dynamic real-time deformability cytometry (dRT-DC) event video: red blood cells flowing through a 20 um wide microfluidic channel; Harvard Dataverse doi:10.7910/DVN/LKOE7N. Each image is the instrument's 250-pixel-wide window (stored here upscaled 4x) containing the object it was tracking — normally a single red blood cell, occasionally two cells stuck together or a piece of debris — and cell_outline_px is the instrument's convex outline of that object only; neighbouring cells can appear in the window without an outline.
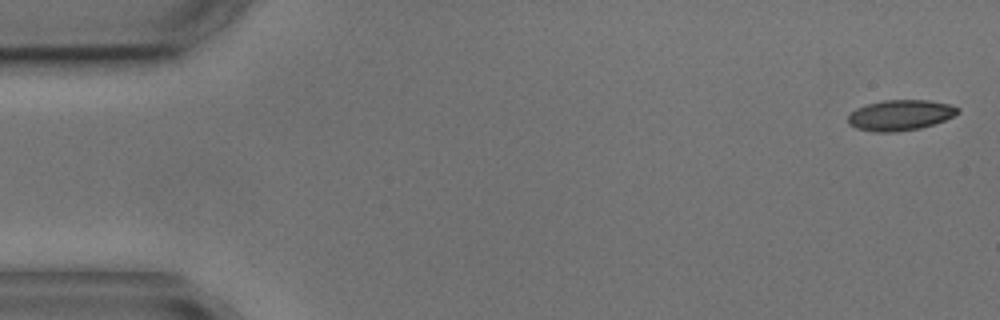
{"species": "common noctule bat (a hibernating species)", "species_latin": "Nyctalus noctula", "temperature_condition": "cold", "stored_images_in_passage": 6, "camera_frame_rate_fps": 3000, "um_per_image_px": 0.085, "animal": {"sex": "male", "body_mass_g": 17.9, "forearm_length_mm": 54.2}, "frame": {"image": 1, "passage_image": 1, "time_ms": 0.0, "image_size_px": [1000, 320], "cell_outline_px": [[960, 112], [944, 120], [920, 128], [896, 132], [872, 132], [856, 128], [848, 124], [848, 116], [856, 108], [868, 104], [884, 100], [928, 100], [948, 104], [960, 108]], "centroid_in_image_um": [76.5, 9.79], "position_along_channel_um": 8.5, "area_um2": 19.48}}
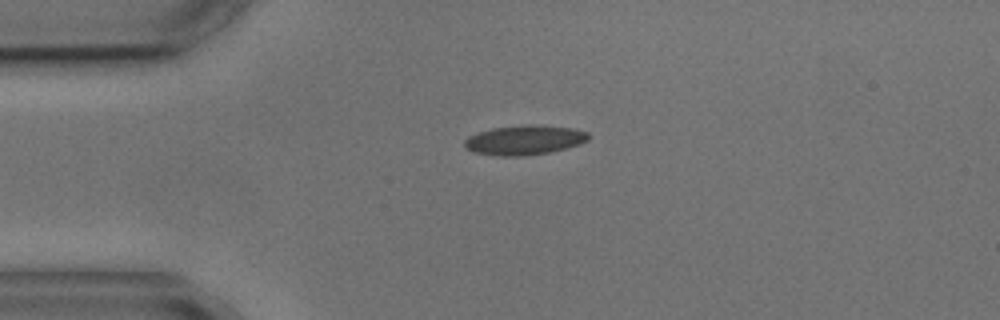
{"frame": {"image": 2, "passage_image": 4, "time_ms": 3.667, "image_size_px": [1000, 320], "cell_outline_px": [[588, 140], [580, 144], [568, 148], [548, 152], [524, 156], [500, 156], [472, 152], [464, 148], [464, 140], [468, 136], [492, 128], [524, 124], [532, 124], [572, 128], [588, 132]], "centroid_in_image_um": [44.55, 11.9], "position_along_channel_um": 40.4, "area_um2": 21.5}}